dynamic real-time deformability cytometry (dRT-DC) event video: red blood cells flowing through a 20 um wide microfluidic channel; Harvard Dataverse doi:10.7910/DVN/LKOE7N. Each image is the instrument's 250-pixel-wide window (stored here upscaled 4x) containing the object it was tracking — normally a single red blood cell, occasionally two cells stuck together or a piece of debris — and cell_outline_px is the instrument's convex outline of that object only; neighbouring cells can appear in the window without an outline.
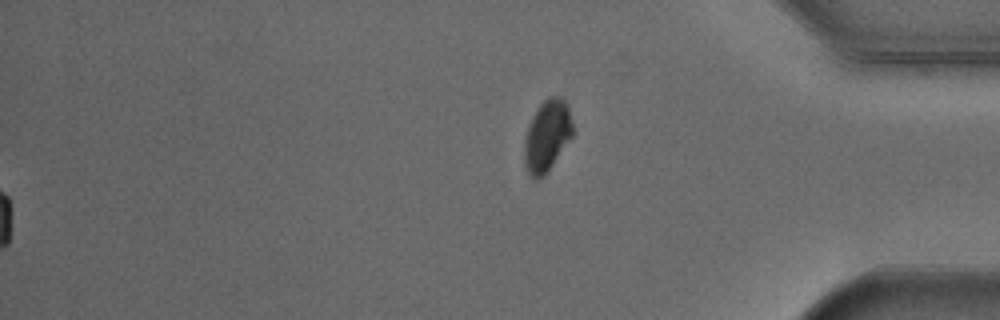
{"species": "Egyptian fruit bat (a non-hibernating species)", "species_latin": "Rousettus aegyptiacus", "temperature_condition": "cold", "stored_images_in_passage": 55, "segment_of_instrument_passage": [2, 2], "camera_frame_rate_fps": 3000, "um_per_image_px": 0.085, "animal": {"sex": "male"}, "frame": {"image": 1, "passage_image": 55, "time_ms": 18.0, "image_size_px": [1000, 320], "cell_outline_px": [[572, 136], [544, 176], [540, 180], [536, 180], [528, 172], [524, 164], [524, 140], [532, 116], [540, 104], [548, 96], [560, 96], [568, 104], [572, 124]], "centroid_in_image_um": [46.49, 11.53], "position_along_channel_um": 388.7, "area_um2": 20.0}}